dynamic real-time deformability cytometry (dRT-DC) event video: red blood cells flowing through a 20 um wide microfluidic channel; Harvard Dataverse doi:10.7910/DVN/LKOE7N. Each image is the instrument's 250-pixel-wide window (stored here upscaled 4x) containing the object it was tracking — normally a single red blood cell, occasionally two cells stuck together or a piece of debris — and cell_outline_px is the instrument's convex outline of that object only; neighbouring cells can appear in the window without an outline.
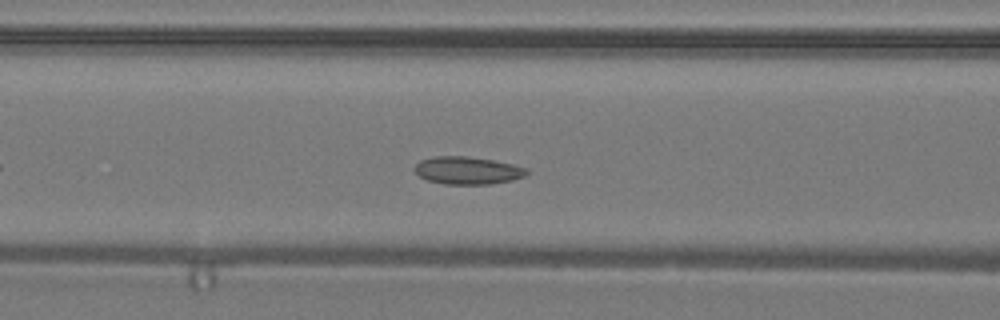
{"species": "common noctule bat (a hibernating species)", "species_latin": "Nyctalus noctula", "temperature_condition": "warm", "stored_images_in_passage": 33, "camera_frame_rate_fps": 3000, "um_per_image_px": 0.085, "animal": {"sex": "male", "body_mass_g": 19.2, "forearm_length_mm": 51.8}, "frame": {"image": 1, "passage_image": 9, "time_ms": 2.667, "image_size_px": [1000, 320], "cell_outline_px": [[528, 172], [524, 176], [512, 180], [488, 184], [444, 184], [428, 180], [420, 176], [412, 168], [420, 160], [432, 156], [468, 156], [492, 160], [512, 164], [528, 168]], "centroid_in_image_um": [39.72, 14.48], "position_along_channel_um": 126.9, "area_um2": 18.03}}
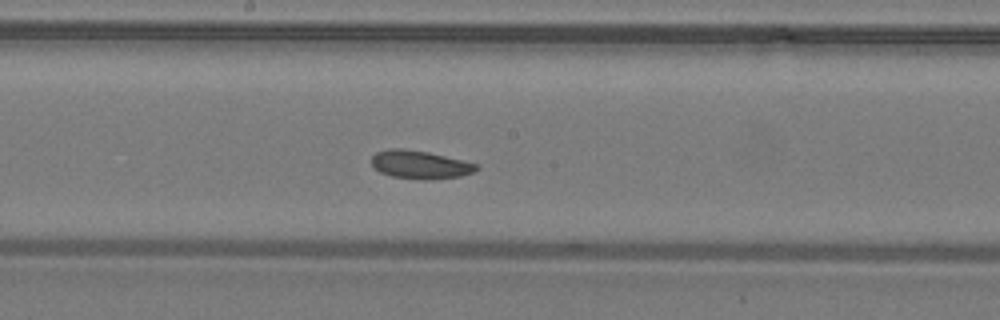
{"frame": {"image": 2, "passage_image": 14, "time_ms": 4.333, "image_size_px": [1000, 320], "cell_outline_px": [[480, 168], [472, 172], [460, 176], [424, 180], [392, 176], [380, 172], [372, 164], [372, 156], [376, 152], [388, 148], [404, 148], [428, 152], [480, 164]], "centroid_in_image_um": [35.71, 13.98], "position_along_channel_um": 212.5, "area_um2": 17.22}}
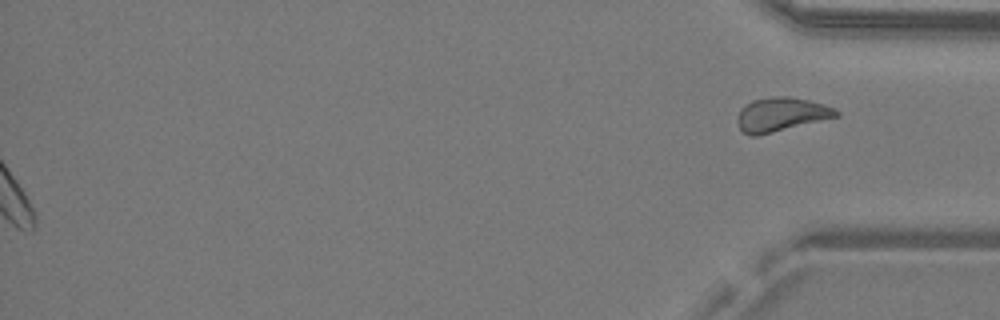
{"frame": {"image": 3, "passage_image": 33, "time_ms": 10.667, "image_size_px": [1000, 320], "cell_outline_px": [[840, 116], [756, 136], [748, 136], [740, 128], [736, 120], [740, 112], [752, 100], [772, 96], [788, 96], [808, 100], [824, 104], [840, 112]], "centroid_in_image_um": [66.41, 9.73], "position_along_channel_um": 368.8, "area_um2": 19.31}}